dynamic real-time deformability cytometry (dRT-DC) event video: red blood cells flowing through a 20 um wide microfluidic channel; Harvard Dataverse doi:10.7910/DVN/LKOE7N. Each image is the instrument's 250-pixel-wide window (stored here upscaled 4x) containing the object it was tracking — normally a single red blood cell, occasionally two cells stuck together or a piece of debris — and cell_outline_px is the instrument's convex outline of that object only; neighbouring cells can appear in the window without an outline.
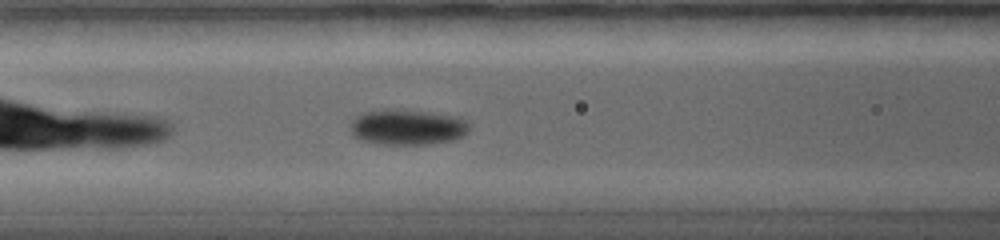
{"species": "common noctule bat (a hibernating species)", "species_latin": "Nyctalus noctula", "temperature_condition": "warm", "stored_images_in_passage": 5, "camera_frame_rate_fps": 5000, "um_per_image_px": 0.085, "animal": {"sex": "female", "body_mass_g": 19.0, "forearm_length_mm": 56.7}, "frame": {"image": 1, "passage_image": 5, "time_ms": 3.6, "image_size_px": [1000, 240], "cell_outline_px": [[468, 132], [464, 136], [452, 140], [424, 144], [376, 144], [356, 140], [352, 136], [348, 128], [352, 120], [356, 116], [364, 112], [384, 108], [388, 108], [428, 112], [460, 116], [468, 124]], "centroid_in_image_um": [34.55, 10.8], "position_along_channel_um": 132.1, "area_um2": 25.14}}